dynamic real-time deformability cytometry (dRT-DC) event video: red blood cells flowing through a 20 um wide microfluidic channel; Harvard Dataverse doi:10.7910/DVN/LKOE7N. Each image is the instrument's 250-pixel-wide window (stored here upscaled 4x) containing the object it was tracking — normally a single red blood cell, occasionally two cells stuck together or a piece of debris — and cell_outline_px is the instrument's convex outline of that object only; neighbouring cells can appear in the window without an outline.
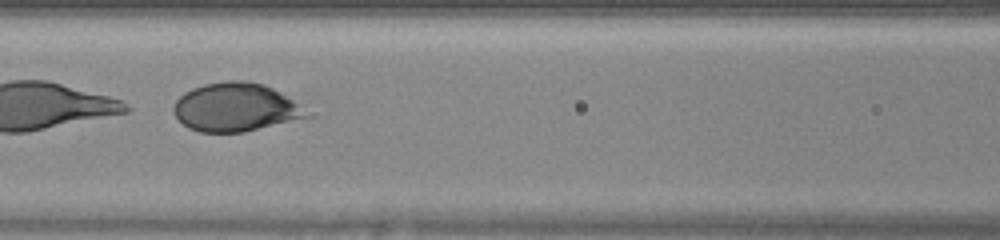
{"species": "human", "species_latin": "Homo sapiens", "temperature_condition": "warm", "stored_images_in_passage": 44, "camera_frame_rate_fps": 3000, "um_per_image_px": 0.085, "donor": {"sex": "female"}, "frame": {"image": 1, "passage_image": 23, "time_ms": 7.333, "image_size_px": [1000, 240], "cell_outline_px": [[316, 116], [244, 132], [200, 132], [188, 128], [172, 112], [172, 108], [176, 100], [184, 92], [192, 88], [204, 84], [228, 80], [248, 80], [264, 84], [272, 88], [292, 100]], "centroid_in_image_um": [20.04, 9.12], "position_along_channel_um": 146.6, "area_um2": 37.86}}
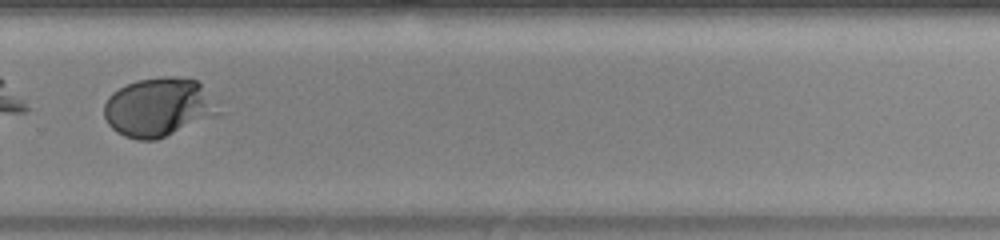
{"frame": {"image": 2, "passage_image": 35, "time_ms": 11.333, "image_size_px": [1000, 240], "cell_outline_px": [[228, 112], [156, 140], [136, 140], [124, 136], [116, 132], [108, 124], [104, 116], [104, 104], [108, 96], [112, 92], [136, 80], [160, 76], [176, 76], [200, 80]], "centroid_in_image_um": [13.6, 9.1], "position_along_channel_um": 316.2, "area_um2": 40.58}}